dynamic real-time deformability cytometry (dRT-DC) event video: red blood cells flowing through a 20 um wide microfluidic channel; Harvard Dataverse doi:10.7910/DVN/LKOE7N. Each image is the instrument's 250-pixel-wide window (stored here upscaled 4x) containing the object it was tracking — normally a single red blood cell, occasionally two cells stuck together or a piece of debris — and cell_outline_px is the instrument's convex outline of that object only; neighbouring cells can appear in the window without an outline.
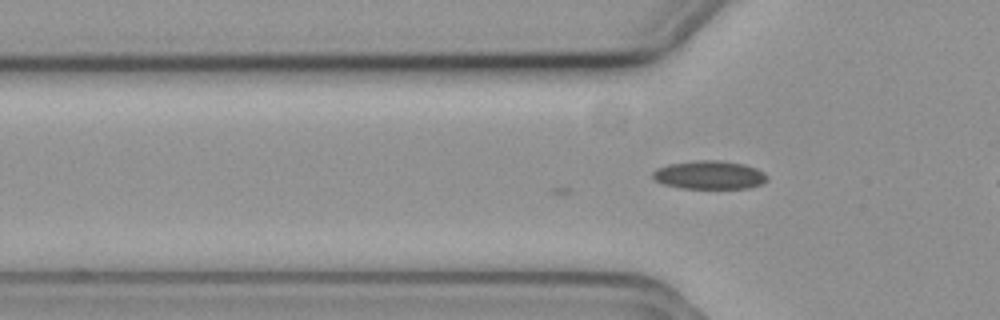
{"species": "common noctule bat (a hibernating species)", "species_latin": "Nyctalus noctula", "temperature_condition": "cold", "stored_images_in_passage": 6, "camera_frame_rate_fps": 3000, "um_per_image_px": 0.085, "animal": {"sex": "female", "body_mass_g": 19.3, "forearm_length_mm": 54.1}, "frame": {"image": 1, "passage_image": 6, "time_ms": 1.667, "image_size_px": [1000, 320], "cell_outline_px": [[768, 180], [760, 184], [748, 188], [684, 188], [664, 184], [656, 180], [652, 176], [652, 172], [656, 168], [668, 164], [696, 160], [720, 160], [744, 164], [756, 168], [764, 172], [768, 176]], "centroid_in_image_um": [60.31, 14.86], "position_along_channel_um": 65.5, "area_um2": 18.96}}